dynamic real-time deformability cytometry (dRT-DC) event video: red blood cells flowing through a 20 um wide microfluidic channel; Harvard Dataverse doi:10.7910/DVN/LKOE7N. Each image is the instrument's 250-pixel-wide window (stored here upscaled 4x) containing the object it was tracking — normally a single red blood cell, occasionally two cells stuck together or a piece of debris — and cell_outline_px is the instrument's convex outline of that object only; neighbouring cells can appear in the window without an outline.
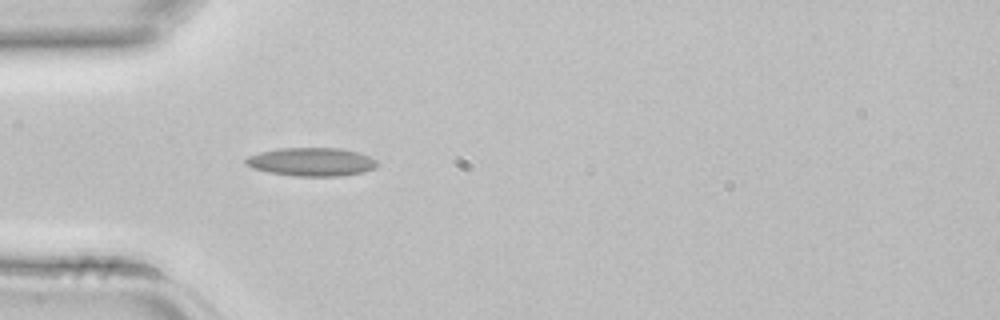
{"species": "common noctule bat (a hibernating species)", "species_latin": "Nyctalus noctula", "temperature_condition": "room temperature", "stored_images_in_passage": 4, "camera_frame_rate_fps": 3000, "um_per_image_px": 0.085, "animal": {"sex": "female", "body_mass_g": 22.7, "forearm_length_mm": 54.2}, "frame": {"image": 1, "passage_image": 4, "time_ms": 1.0, "image_size_px": [1000, 320], "cell_outline_px": [[376, 164], [372, 168], [364, 172], [340, 176], [296, 176], [268, 172], [252, 168], [244, 164], [244, 160], [248, 156], [260, 152], [280, 148], [340, 148], [356, 152], [368, 156], [376, 160]], "centroid_in_image_um": [26.42, 13.76], "position_along_channel_um": 58.6, "area_um2": 21.62}}